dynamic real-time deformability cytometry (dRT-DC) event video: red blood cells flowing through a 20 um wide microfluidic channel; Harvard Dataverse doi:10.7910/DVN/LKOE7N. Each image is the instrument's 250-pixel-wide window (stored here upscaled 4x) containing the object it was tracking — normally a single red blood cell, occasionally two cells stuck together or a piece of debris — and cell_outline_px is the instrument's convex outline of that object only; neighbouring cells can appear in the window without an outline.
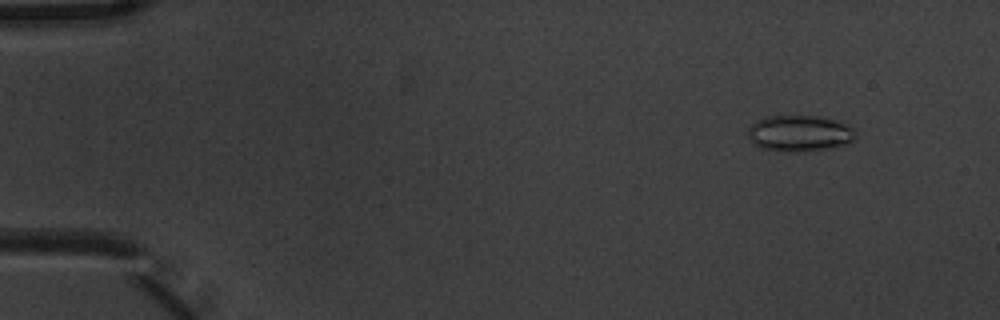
{"species": "common noctule bat (a hibernating species)", "species_latin": "Nyctalus noctula", "temperature_condition": "warm", "stored_images_in_passage": 6, "camera_frame_rate_fps": 3000, "um_per_image_px": 0.085, "animal": {"sex": "male", "body_mass_g": 20.1, "forearm_length_mm": 53.5}, "frame": {"image": 1, "passage_image": 2, "time_ms": 0.333, "image_size_px": [1000, 320], "cell_outline_px": [[856, 140], [844, 144], [808, 152], [788, 152], [760, 148], [752, 144], [748, 140], [748, 128], [756, 120], [764, 116], [828, 116], [856, 128]], "centroid_in_image_um": [67.97, 11.33], "position_along_channel_um": 17.0, "area_um2": 23.35}}
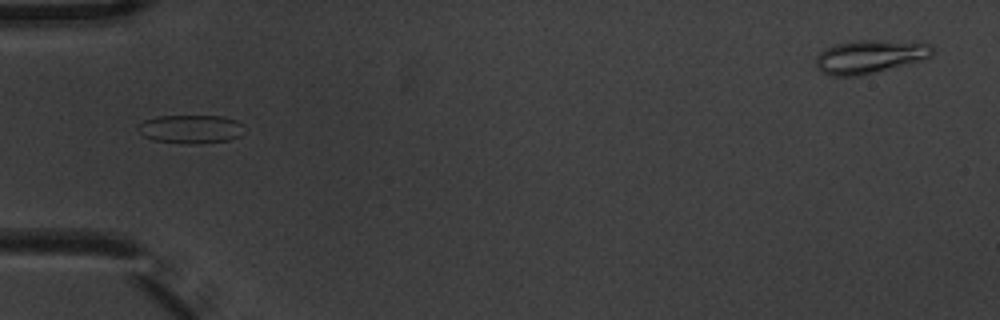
{"frame": {"image": 2, "passage_image": 6, "time_ms": 1.667, "image_size_px": [1000, 320], "cell_outline_px": [[244, 124], [240, 136], [228, 140], [200, 144], [188, 144], [152, 140], [144, 136], [136, 128], [144, 120], [156, 116], [224, 116], [236, 120]], "centroid_in_image_um": [16.21, 10.97], "position_along_channel_um": 68.8, "area_um2": 17.8}}